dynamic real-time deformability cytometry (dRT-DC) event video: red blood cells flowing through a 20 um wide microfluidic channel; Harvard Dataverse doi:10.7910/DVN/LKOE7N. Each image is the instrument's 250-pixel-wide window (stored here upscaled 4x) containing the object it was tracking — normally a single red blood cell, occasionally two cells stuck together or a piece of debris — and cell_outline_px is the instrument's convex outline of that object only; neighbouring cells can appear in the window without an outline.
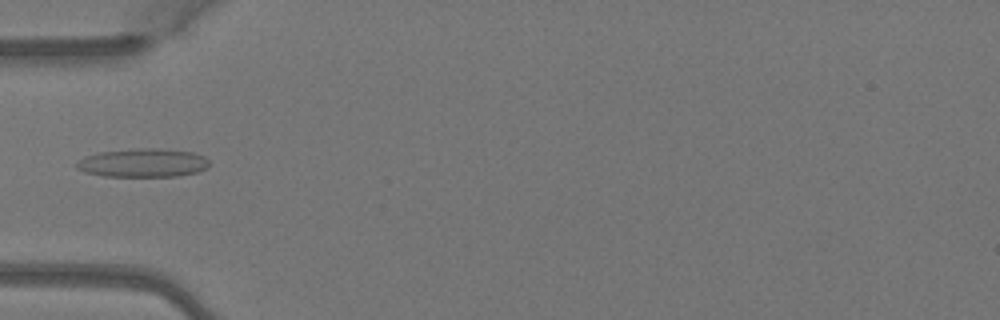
{"species": "Egyptian fruit bat (a non-hibernating species)", "species_latin": "Rousettus aegyptiacus", "temperature_condition": "warm", "stored_images_in_passage": 5, "camera_frame_rate_fps": 3000, "um_per_image_px": 0.085, "animal": {"sex": "female"}, "frame": {"image": 1, "passage_image": 5, "time_ms": 1.333, "image_size_px": [1000, 320], "cell_outline_px": [[208, 168], [196, 172], [180, 176], [104, 176], [84, 172], [76, 168], [76, 160], [84, 156], [100, 152], [136, 148], [160, 148], [192, 152], [204, 156], [208, 160]], "centroid_in_image_um": [12.12, 13.84], "position_along_channel_um": 72.9, "area_um2": 22.25}}